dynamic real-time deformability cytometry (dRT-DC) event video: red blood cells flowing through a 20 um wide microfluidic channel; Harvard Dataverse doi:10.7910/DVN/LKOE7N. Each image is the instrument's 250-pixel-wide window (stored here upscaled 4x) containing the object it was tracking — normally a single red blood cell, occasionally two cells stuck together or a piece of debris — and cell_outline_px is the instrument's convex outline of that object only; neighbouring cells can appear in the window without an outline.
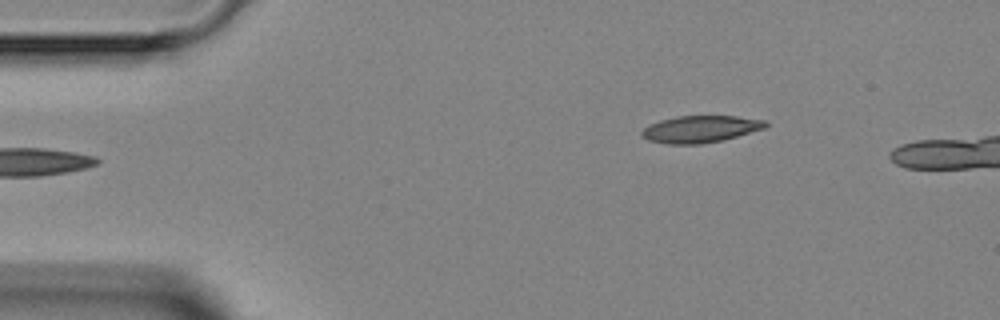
{"species": "Egyptian fruit bat (a non-hibernating species)", "species_latin": "Rousettus aegyptiacus", "temperature_condition": "room temperature", "stored_images_in_passage": 2, "camera_frame_rate_fps": 3000, "um_per_image_px": 0.085, "animal": {"sex": "female"}, "frame": {"image": 1, "passage_image": 2, "time_ms": 1.0, "image_size_px": [1000, 320], "cell_outline_px": [[768, 124], [764, 128], [724, 140], [700, 144], [668, 144], [648, 140], [640, 136], [640, 132], [644, 128], [660, 120], [676, 116], [736, 116], [764, 120]], "centroid_in_image_um": [59.51, 10.98], "position_along_channel_um": 25.5, "area_um2": 19.36}}